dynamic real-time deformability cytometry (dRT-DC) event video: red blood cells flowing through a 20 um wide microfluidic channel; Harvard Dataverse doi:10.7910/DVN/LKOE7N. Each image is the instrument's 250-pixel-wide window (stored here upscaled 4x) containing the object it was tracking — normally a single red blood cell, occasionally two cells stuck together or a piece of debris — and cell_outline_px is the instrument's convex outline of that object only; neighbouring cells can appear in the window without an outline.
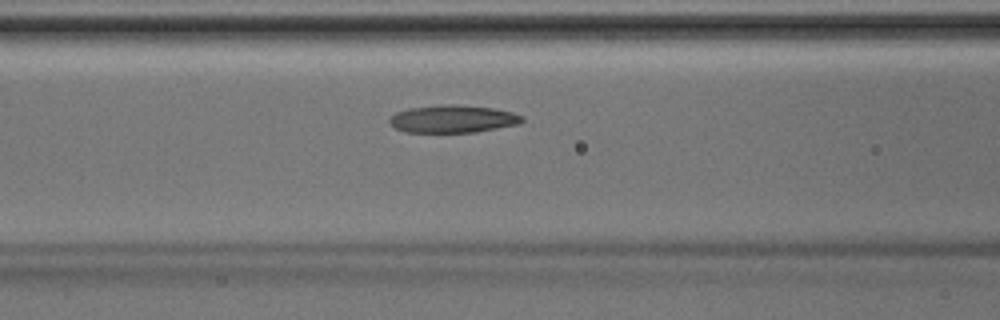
{"species": "Egyptian fruit bat (a non-hibernating species)", "species_latin": "Rousettus aegyptiacus", "temperature_condition": "room temperature", "stored_images_in_passage": 41, "camera_frame_rate_fps": 3000, "um_per_image_px": 0.085, "animal": {"sex": "male"}, "frame": {"image": 1, "passage_image": 15, "time_ms": 4.667, "image_size_px": [1000, 320], "cell_outline_px": [[524, 120], [520, 124], [476, 132], [404, 132], [388, 124], [388, 116], [396, 112], [408, 108], [444, 104], [448, 104], [492, 108], [512, 112], [524, 116]], "centroid_in_image_um": [38.46, 10.11], "position_along_channel_um": 128.1, "area_um2": 21.5}}
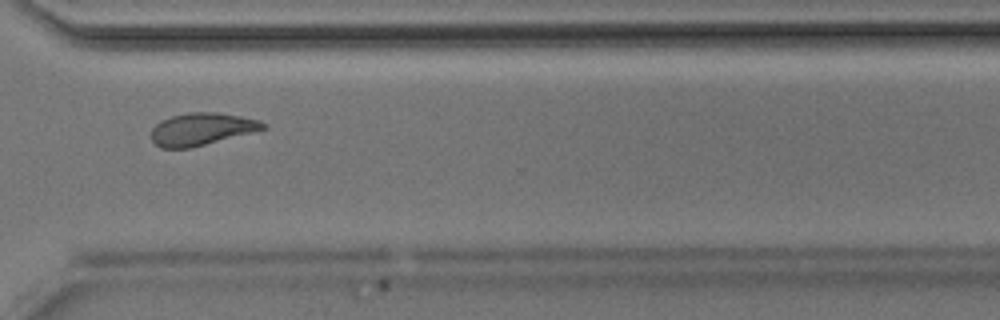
{"frame": {"image": 2, "passage_image": 30, "time_ms": 9.667, "image_size_px": [1000, 320], "cell_outline_px": [[264, 128], [252, 132], [188, 148], [160, 148], [152, 140], [152, 128], [160, 120], [172, 116], [188, 112], [216, 112], [240, 116], [260, 120], [264, 124]], "centroid_in_image_um": [17.08, 10.96], "position_along_channel_um": 353.5, "area_um2": 20.69}}
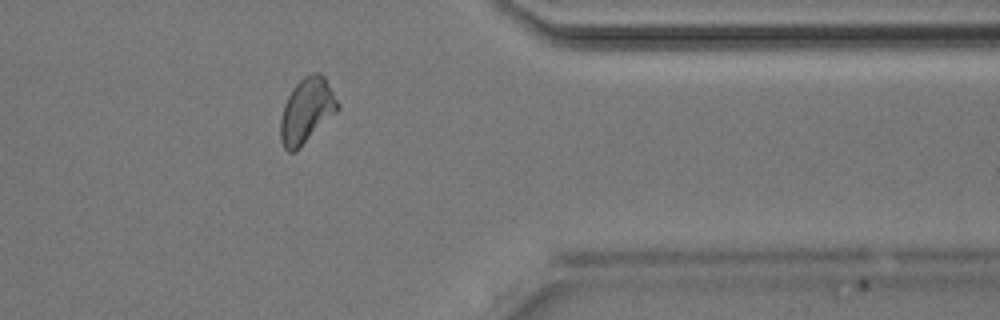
{"frame": {"image": 3, "passage_image": 33, "time_ms": 10.667, "image_size_px": [1000, 320], "cell_outline_px": [[340, 108], [296, 152], [288, 152], [284, 148], [280, 140], [280, 120], [284, 104], [292, 88], [304, 76], [312, 72], [320, 72], [324, 76], [340, 104]], "centroid_in_image_um": [26.06, 9.41], "position_along_channel_um": 385.3, "area_um2": 21.73}}